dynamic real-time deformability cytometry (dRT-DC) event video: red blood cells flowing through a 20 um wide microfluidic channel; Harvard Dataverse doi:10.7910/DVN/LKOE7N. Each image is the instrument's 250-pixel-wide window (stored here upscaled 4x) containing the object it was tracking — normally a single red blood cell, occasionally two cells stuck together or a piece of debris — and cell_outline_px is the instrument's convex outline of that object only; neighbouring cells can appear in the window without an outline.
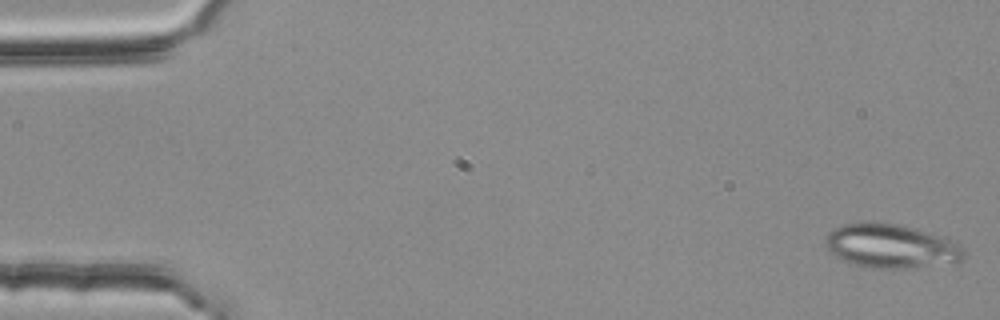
{"species": "common noctule bat (a hibernating species)", "species_latin": "Nyctalus noctula", "temperature_condition": "room temperature", "stored_images_in_passage": 52, "camera_frame_rate_fps": 3000, "um_per_image_px": 0.085, "animal": {"sex": "female", "body_mass_g": 25.1}, "frame": {"image": 1, "passage_image": 1, "time_ms": 0.0, "image_size_px": [1000, 320], "cell_outline_px": [[964, 260], [904, 268], [872, 268], [840, 260], [828, 252], [824, 244], [824, 240], [828, 232], [844, 224], [900, 224], [948, 240], [964, 248]], "centroid_in_image_um": [75.64, 20.94], "position_along_channel_um": 9.4, "area_um2": 34.33}}
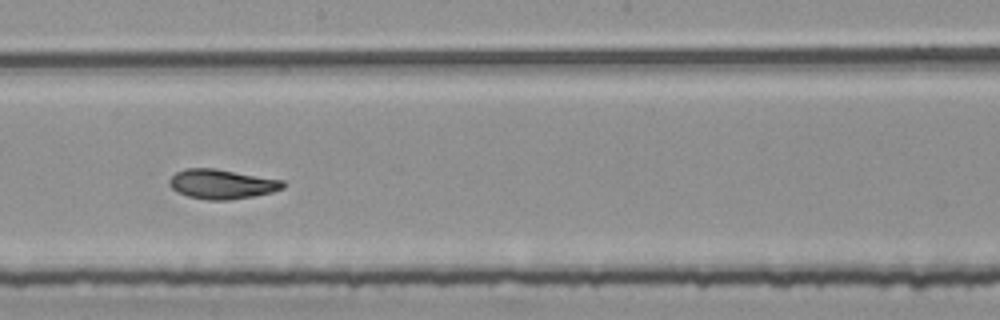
{"frame": {"image": 2, "passage_image": 30, "time_ms": 9.667, "image_size_px": [1000, 320], "cell_outline_px": [[288, 184], [284, 188], [272, 192], [252, 196], [228, 200], [208, 200], [188, 196], [176, 192], [168, 184], [168, 180], [176, 172], [184, 168], [216, 168], [284, 180]], "centroid_in_image_um": [18.87, 15.64], "position_along_channel_um": 229.3, "area_um2": 19.83}}
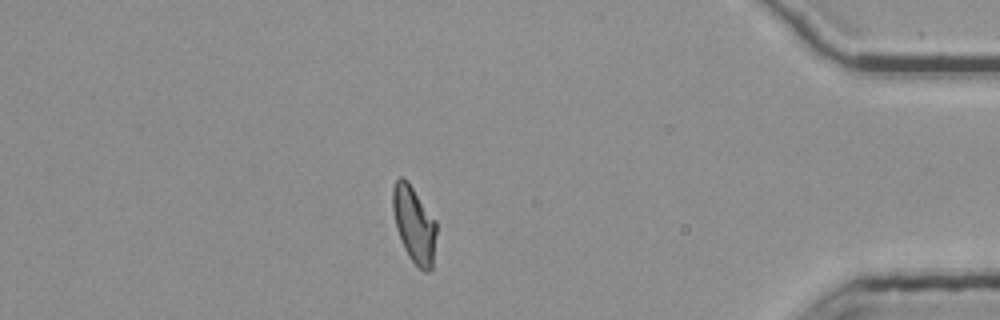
{"frame": {"image": 3, "passage_image": 47, "time_ms": 15.333, "image_size_px": [1000, 320], "cell_outline_px": [[436, 232], [432, 268], [428, 272], [424, 272], [408, 256], [404, 248], [396, 228], [392, 208], [392, 188], [396, 180], [400, 176], [408, 180], [436, 220]], "centroid_in_image_um": [35.19, 19.05], "position_along_channel_um": 400.0, "area_um2": 19.54}, "authors_computed_cell_mechanics": {"area_um2": 19.7387, "velocity_mm_per_s": 3.7651, "shape_relaxation_time_tau1_ms": null, "shape_relaxation_time_tau2_ms": 4.0712, "deformation_change_tau1": null, "deformation_change_tau2": 0.0651}}